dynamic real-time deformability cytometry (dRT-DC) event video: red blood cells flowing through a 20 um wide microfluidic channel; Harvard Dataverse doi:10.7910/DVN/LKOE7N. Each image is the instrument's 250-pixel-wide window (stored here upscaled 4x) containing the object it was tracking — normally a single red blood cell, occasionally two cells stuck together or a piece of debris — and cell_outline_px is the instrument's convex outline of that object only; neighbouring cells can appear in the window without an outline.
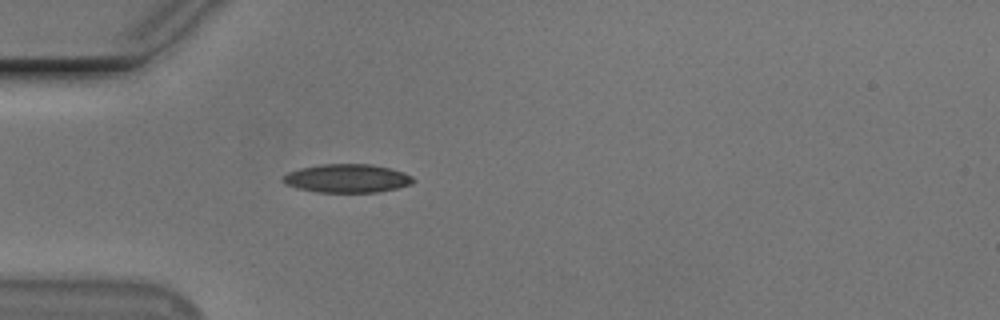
{"species": "Egyptian fruit bat (a non-hibernating species)", "species_latin": "Rousettus aegyptiacus", "temperature_condition": "cold", "stored_images_in_passage": 38, "camera_frame_rate_fps": 3000, "um_per_image_px": 0.085, "animal": {"sex": "male"}, "frame": {"image": 1, "passage_image": 1, "time_ms": 0.0, "image_size_px": [1000, 320], "cell_outline_px": [[416, 180], [412, 184], [380, 192], [320, 192], [296, 188], [284, 184], [284, 176], [288, 172], [300, 168], [324, 164], [372, 164], [404, 172], [412, 176]], "centroid_in_image_um": [29.53, 15.16], "position_along_channel_um": 55.5, "area_um2": 21.56}}
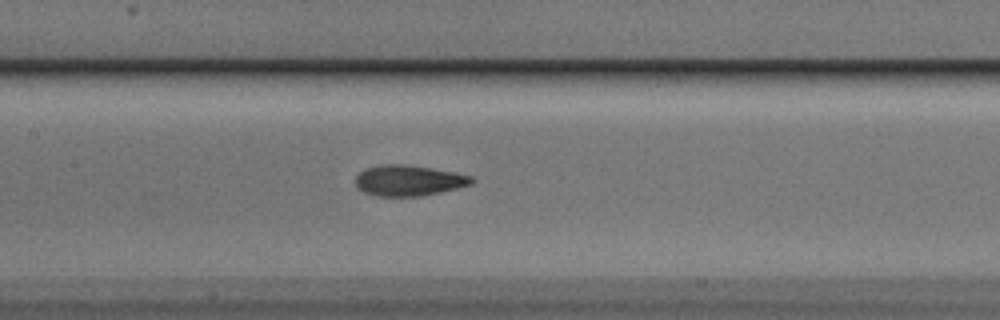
{"frame": {"image": 2, "passage_image": 11, "time_ms": 3.333, "image_size_px": [1000, 320], "cell_outline_px": [[476, 180], [472, 184], [424, 196], [376, 196], [364, 192], [356, 184], [356, 176], [360, 172], [368, 168], [380, 164], [404, 164], [432, 168], [472, 176]], "centroid_in_image_um": [34.76, 15.34], "position_along_channel_um": 172.6, "area_um2": 20.69}}
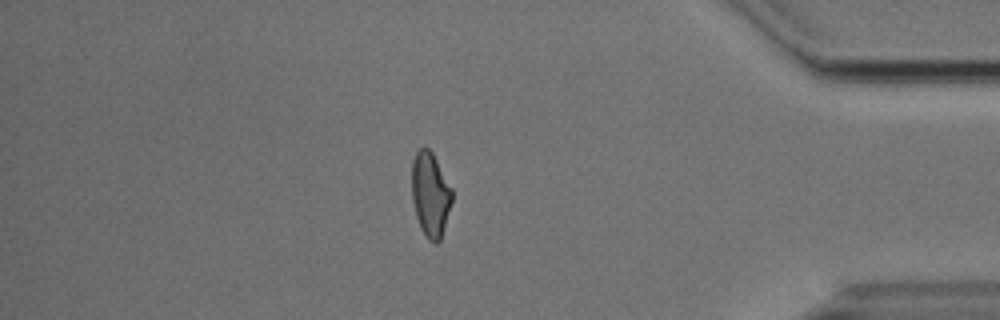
{"frame": {"image": 3, "passage_image": 32, "time_ms": 10.333, "image_size_px": [1000, 320], "cell_outline_px": [[452, 200], [440, 240], [436, 244], [428, 240], [420, 228], [416, 216], [412, 200], [412, 160], [416, 152], [424, 144], [432, 152], [452, 188]], "centroid_in_image_um": [36.57, 16.5], "position_along_channel_um": 398.6, "area_um2": 19.83}, "authors_computed_cell_mechanics": {"area_um2": 20.7502, "velocity_mm_per_s": 3.7197, "shape_relaxation_time_tau1_ms": 4.9901, "shape_relaxation_time_tau2_ms": 1.7788, "deformation_change_tau1": 0.1544, "deformation_change_tau2": 0.0693}}